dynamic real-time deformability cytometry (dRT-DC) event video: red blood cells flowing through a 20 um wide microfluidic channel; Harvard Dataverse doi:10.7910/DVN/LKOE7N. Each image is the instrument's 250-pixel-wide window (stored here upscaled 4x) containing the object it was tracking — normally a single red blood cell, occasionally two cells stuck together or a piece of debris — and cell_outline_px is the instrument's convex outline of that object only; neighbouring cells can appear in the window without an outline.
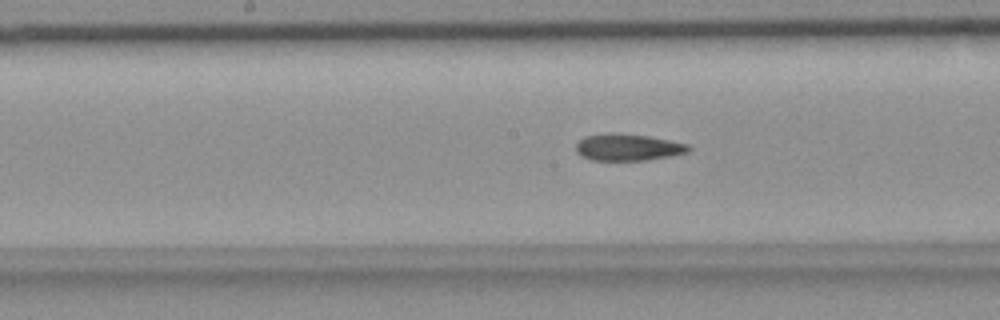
{"species": "common noctule bat (a hibernating species)", "species_latin": "Nyctalus noctula", "temperature_condition": "room temperature", "stored_images_in_passage": 40, "camera_frame_rate_fps": 3000, "um_per_image_px": 0.085, "animal": {"sex": "female", "body_mass_g": 18.4}, "frame": {"image": 1, "passage_image": 14, "time_ms": 4.333, "image_size_px": [1000, 320], "cell_outline_px": [[692, 148], [688, 152], [672, 156], [648, 160], [592, 160], [580, 156], [576, 152], [576, 144], [584, 136], [608, 132], [616, 132], [648, 136], [688, 144]], "centroid_in_image_um": [53.36, 12.51], "position_along_channel_um": 194.8, "area_um2": 17.8}}
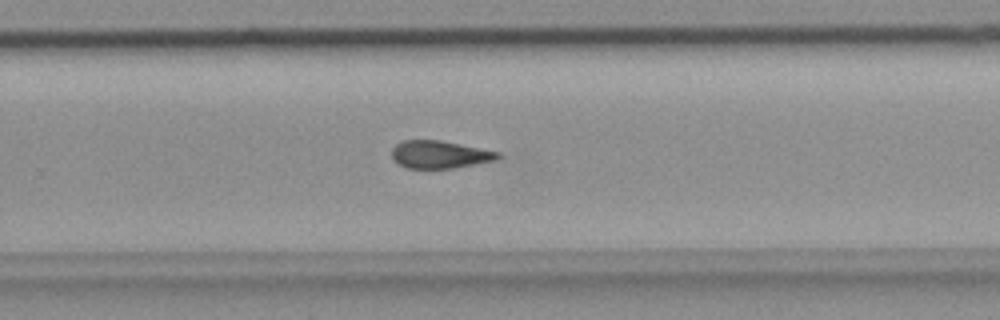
{"frame": {"image": 2, "passage_image": 22, "time_ms": 7.0, "image_size_px": [1000, 320], "cell_outline_px": [[500, 156], [496, 160], [456, 168], [404, 168], [396, 164], [392, 160], [392, 148], [396, 144], [404, 140], [440, 140], [500, 152]], "centroid_in_image_um": [37.33, 13.14], "position_along_channel_um": 292.5, "area_um2": 17.22}}
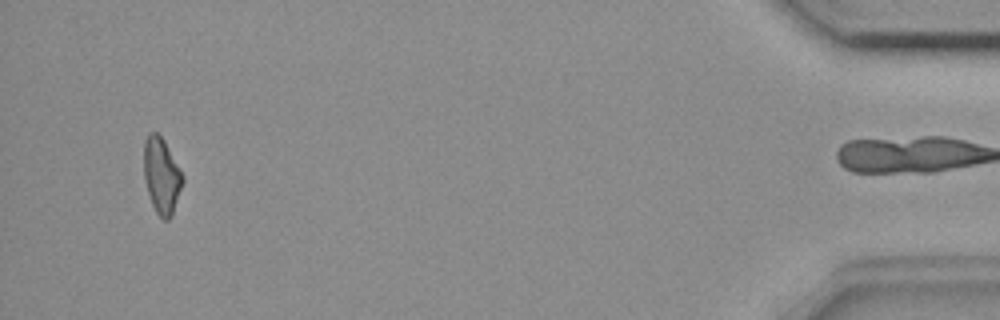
{"frame": {"image": 3, "passage_image": 39, "time_ms": 12.667, "image_size_px": [1000, 320], "cell_outline_px": [[184, 180], [172, 216], [168, 220], [164, 220], [156, 212], [152, 204], [148, 192], [144, 176], [144, 140], [148, 132], [156, 132], [164, 140], [184, 176]], "centroid_in_image_um": [13.74, 14.92], "position_along_channel_um": 421.5, "area_um2": 17.11}, "authors_computed_cell_mechanics": {"area_um2": 17.8024, "velocity_mm_per_s": 3.6689, "shape_relaxation_time_tau1_ms": null, "shape_relaxation_time_tau2_ms": 6.6876, "deformation_change_tau1": null, "deformation_change_tau2": 0.1578}}